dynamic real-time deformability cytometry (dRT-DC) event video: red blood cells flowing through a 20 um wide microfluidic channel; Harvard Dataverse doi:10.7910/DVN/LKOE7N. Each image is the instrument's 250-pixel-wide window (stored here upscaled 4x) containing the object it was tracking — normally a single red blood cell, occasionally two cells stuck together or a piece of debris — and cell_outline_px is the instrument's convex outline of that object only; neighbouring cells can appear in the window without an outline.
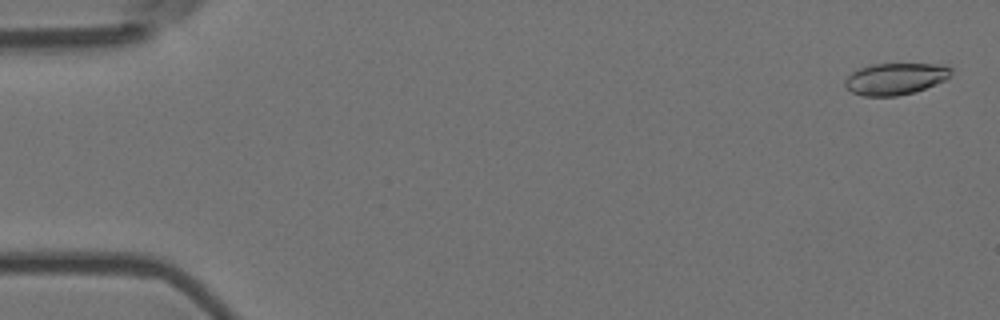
{"species": "Egyptian fruit bat (a non-hibernating species)", "species_latin": "Rousettus aegyptiacus", "temperature_condition": "room temperature", "stored_images_in_passage": 55, "camera_frame_rate_fps": 3000, "um_per_image_px": 0.085, "animal": {"sex": "female"}, "frame": {"image": 1, "passage_image": 2, "time_ms": 0.333, "image_size_px": [1000, 320], "cell_outline_px": [[952, 72], [944, 80], [936, 84], [912, 92], [896, 96], [864, 96], [852, 92], [844, 84], [844, 80], [852, 72], [860, 68], [872, 64], [944, 64], [952, 68]], "centroid_in_image_um": [76.1, 6.69], "position_along_channel_um": 8.9, "area_um2": 19.42}}
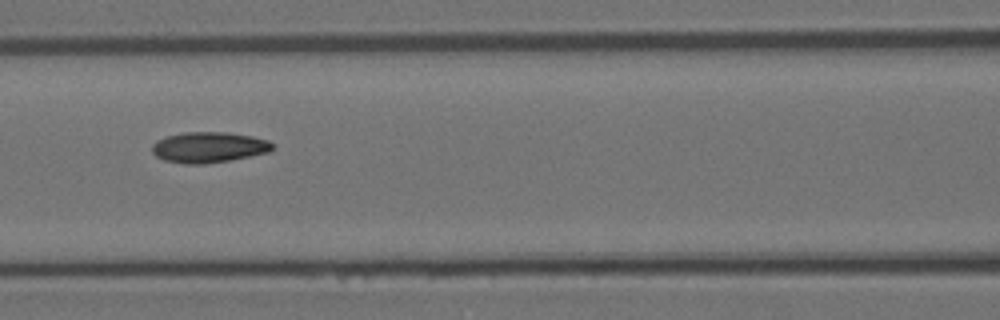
{"frame": {"image": 2, "passage_image": 25, "time_ms": 8.0, "image_size_px": [1000, 320], "cell_outline_px": [[272, 148], [268, 152], [228, 160], [204, 164], [184, 164], [164, 160], [156, 156], [152, 152], [152, 144], [156, 140], [168, 136], [184, 132], [228, 132], [252, 136], [268, 140], [272, 144]], "centroid_in_image_um": [17.7, 12.51], "position_along_channel_um": 148.9, "area_um2": 21.39}}
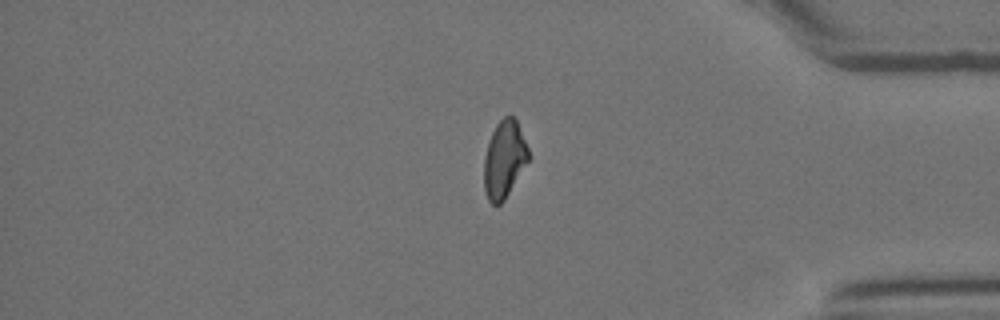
{"frame": {"image": 3, "passage_image": 47, "time_ms": 15.333, "image_size_px": [1000, 320], "cell_outline_px": [[528, 160], [504, 200], [500, 204], [492, 204], [488, 200], [484, 188], [484, 156], [492, 132], [496, 124], [504, 116], [512, 116], [516, 120], [528, 148]], "centroid_in_image_um": [42.83, 13.54], "position_along_channel_um": 392.4, "area_um2": 19.59}, "authors_computed_cell_mechanics": {"area_um2": 20.519, "velocity_mm_per_s": 3.6607, "shape_relaxation_time_tau1_ms": 11.3611, "shape_relaxation_time_tau2_ms": 3.1696, "deformation_change_tau1": 0.2284, "deformation_change_tau2": 0.0972}}